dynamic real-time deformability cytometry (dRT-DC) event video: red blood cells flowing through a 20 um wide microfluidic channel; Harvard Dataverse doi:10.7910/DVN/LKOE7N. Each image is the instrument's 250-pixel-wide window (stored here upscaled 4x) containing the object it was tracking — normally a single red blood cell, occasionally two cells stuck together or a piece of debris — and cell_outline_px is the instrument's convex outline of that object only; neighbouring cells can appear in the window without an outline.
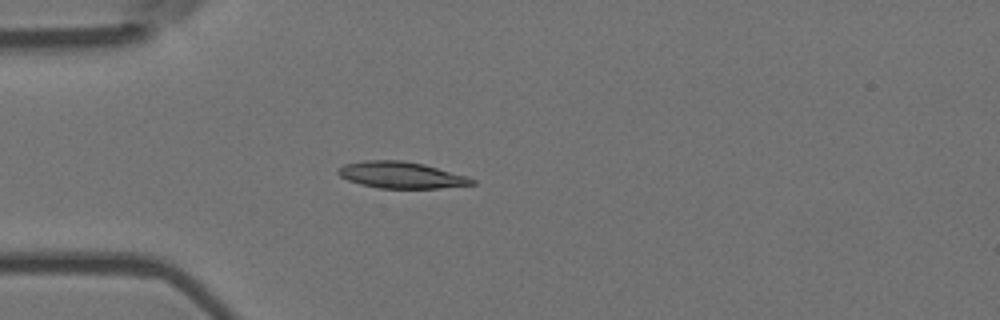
{"species": "Egyptian fruit bat (a non-hibernating species)", "species_latin": "Rousettus aegyptiacus", "temperature_condition": "room temperature", "stored_images_in_passage": 41, "camera_frame_rate_fps": 3000, "um_per_image_px": 0.085, "animal": {"sex": "female"}, "frame": {"image": 1, "passage_image": 1, "time_ms": 0.0, "image_size_px": [1000, 320], "cell_outline_px": [[476, 184], [440, 188], [380, 188], [360, 184], [348, 180], [340, 176], [336, 172], [336, 168], [344, 164], [364, 160], [400, 160], [424, 164], [468, 176], [476, 180]], "centroid_in_image_um": [34.09, 14.87], "position_along_channel_um": 50.9, "area_um2": 20.81}}
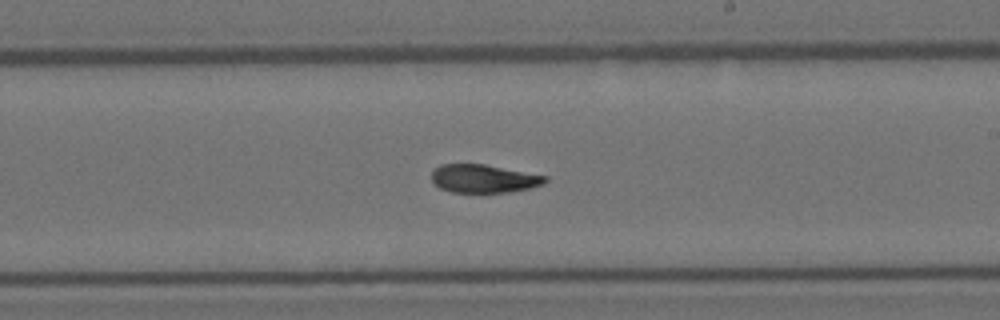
{"frame": {"image": 2, "passage_image": 18, "time_ms": 5.667, "image_size_px": [1000, 320], "cell_outline_px": [[548, 180], [544, 184], [528, 188], [508, 192], [452, 192], [440, 188], [432, 180], [432, 172], [440, 164], [484, 164], [548, 176]], "centroid_in_image_um": [41.13, 15.18], "position_along_channel_um": 247.9, "area_um2": 18.55}}
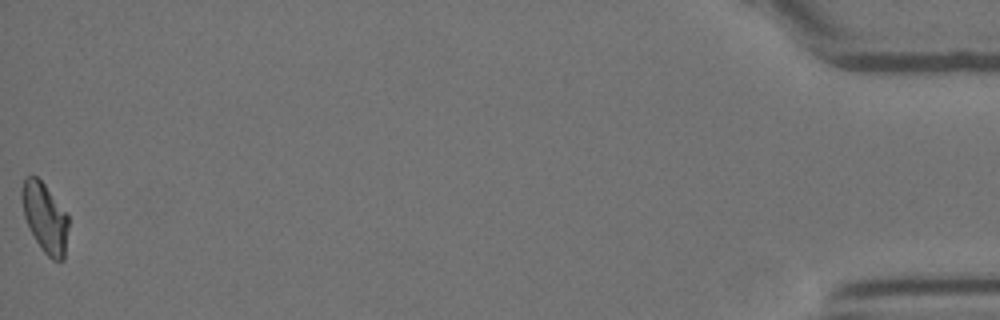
{"frame": {"image": 3, "passage_image": 41, "time_ms": 13.333, "image_size_px": [1000, 320], "cell_outline_px": [[68, 228], [64, 260], [52, 260], [44, 252], [36, 240], [24, 216], [20, 196], [20, 188], [24, 176], [36, 176], [44, 184], [68, 216]], "centroid_in_image_um": [3.79, 18.48], "position_along_channel_um": 431.4, "area_um2": 18.73}, "authors_computed_cell_mechanics": {"area_um2": 19.652, "velocity_mm_per_s": 3.6673, "shape_relaxation_time_tau1_ms": 5.4616, "shape_relaxation_time_tau2_ms": 3.1779, "deformation_change_tau1": 0.171, "deformation_change_tau2": 0.0866}}